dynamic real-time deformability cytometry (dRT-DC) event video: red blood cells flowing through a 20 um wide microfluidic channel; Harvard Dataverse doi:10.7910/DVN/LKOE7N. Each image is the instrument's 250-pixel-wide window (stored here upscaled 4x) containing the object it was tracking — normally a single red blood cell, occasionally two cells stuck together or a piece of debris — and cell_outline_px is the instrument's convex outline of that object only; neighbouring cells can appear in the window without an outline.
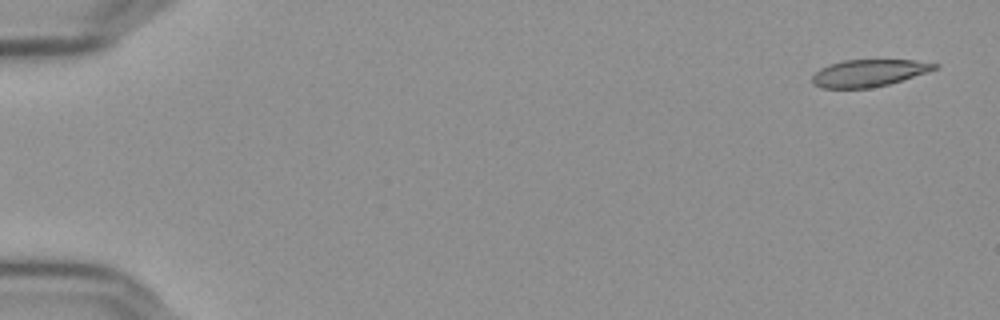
{"species": "Egyptian fruit bat (a non-hibernating species)", "species_latin": "Rousettus aegyptiacus", "temperature_condition": "cold", "stored_images_in_passage": 56, "camera_frame_rate_fps": 3000, "um_per_image_px": 0.085, "frame": {"image": 1, "passage_image": 2, "time_ms": 0.333, "image_size_px": [1000, 320], "cell_outline_px": [[940, 64], [936, 68], [888, 84], [868, 88], [824, 88], [812, 84], [812, 76], [820, 68], [828, 64], [844, 60], [916, 60]], "centroid_in_image_um": [73.78, 6.2], "position_along_channel_um": 11.2, "area_um2": 19.02}}
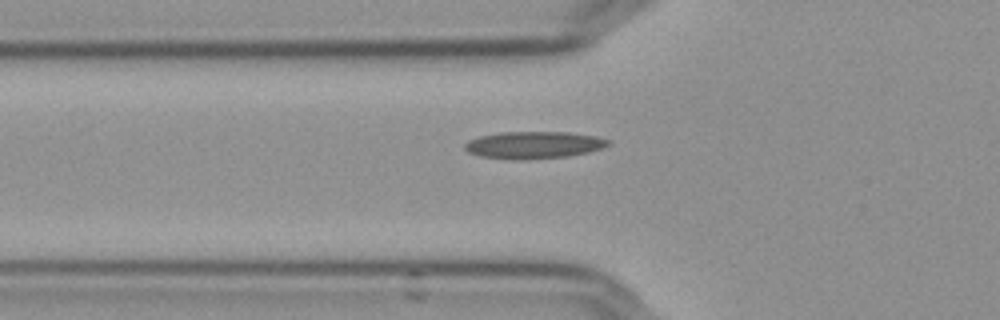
{"frame": {"image": 2, "passage_image": 20, "time_ms": 6.333, "image_size_px": [1000, 320], "cell_outline_px": [[612, 140], [608, 144], [600, 148], [588, 152], [568, 156], [524, 160], [512, 160], [480, 156], [468, 152], [464, 148], [464, 144], [468, 140], [480, 136], [500, 132], [568, 132], [596, 136]], "centroid_in_image_um": [45.34, 12.32], "position_along_channel_um": 80.5, "area_um2": 22.77}}
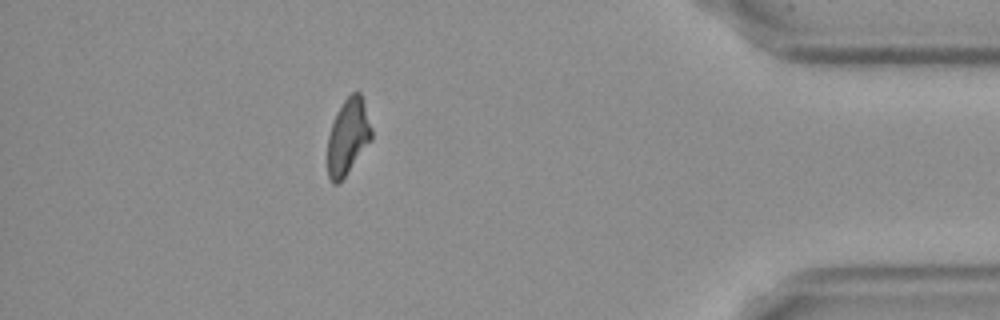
{"frame": {"image": 3, "passage_image": 50, "time_ms": 16.333, "image_size_px": [1000, 320], "cell_outline_px": [[372, 140], [344, 176], [336, 184], [332, 184], [328, 176], [328, 136], [332, 124], [344, 100], [352, 92], [360, 92], [372, 128]], "centroid_in_image_um": [29.58, 11.62], "position_along_channel_um": 405.6, "area_um2": 19.02}}